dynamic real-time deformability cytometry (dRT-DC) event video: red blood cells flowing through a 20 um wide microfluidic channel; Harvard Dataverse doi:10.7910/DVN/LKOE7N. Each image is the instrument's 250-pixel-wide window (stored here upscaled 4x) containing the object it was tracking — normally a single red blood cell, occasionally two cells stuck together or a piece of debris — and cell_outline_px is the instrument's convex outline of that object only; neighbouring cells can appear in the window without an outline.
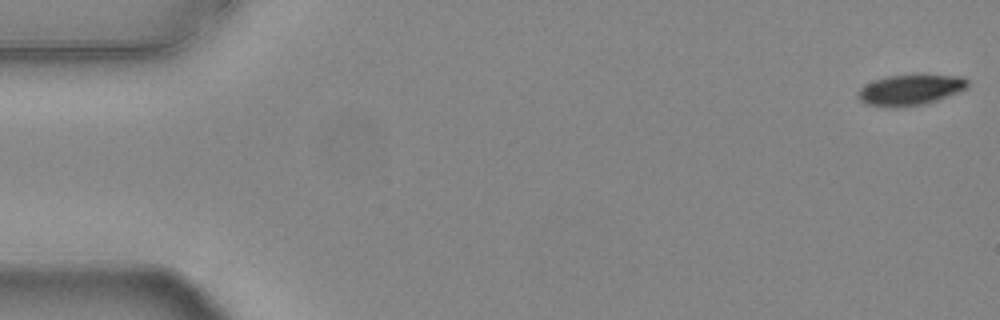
{"species": "common noctule bat (a hibernating species)", "species_latin": "Nyctalus noctula", "temperature_condition": "warm", "stored_images_in_passage": 53, "camera_frame_rate_fps": 3000, "um_per_image_px": 0.085, "animal": {"sex": "female", "body_mass_g": 24.6, "forearm_length_mm": 56.2}, "frame": {"image": 1, "passage_image": 1, "time_ms": 0.0, "image_size_px": [1000, 320], "cell_outline_px": [[968, 88], [936, 100], [924, 104], [900, 108], [892, 108], [864, 104], [856, 96], [856, 92], [860, 88], [876, 80], [888, 76], [916, 72], [964, 76], [968, 80]], "centroid_in_image_um": [77.4, 7.6], "position_along_channel_um": 7.6, "area_um2": 20.46}}
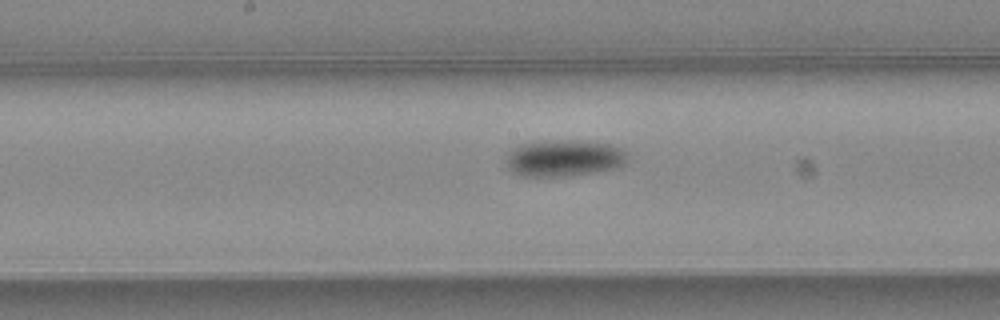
{"frame": {"image": 2, "passage_image": 28, "time_ms": 9.0, "image_size_px": [1000, 320], "cell_outline_px": [[628, 160], [624, 164], [616, 168], [596, 172], [572, 176], [520, 176], [512, 172], [508, 168], [504, 160], [508, 152], [524, 144], [564, 140], [588, 140], [612, 144], [624, 148], [628, 152]], "centroid_in_image_um": [48.02, 13.45], "position_along_channel_um": 200.2, "area_um2": 26.3}}
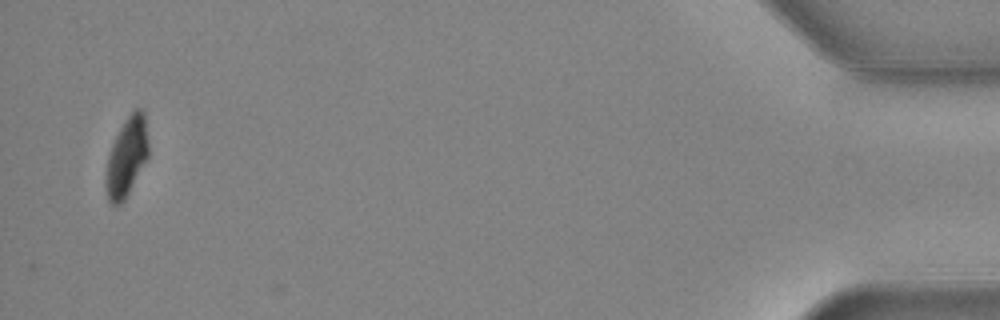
{"frame": {"image": 3, "passage_image": 53, "time_ms": 17.333, "image_size_px": [1000, 320], "cell_outline_px": [[148, 156], [124, 200], [120, 204], [112, 204], [108, 200], [104, 188], [104, 180], [108, 156], [112, 144], [120, 128], [128, 116], [136, 108], [140, 108], [144, 112], [148, 140]], "centroid_in_image_um": [10.74, 13.35], "position_along_channel_um": 424.5, "area_um2": 19.42}, "authors_computed_cell_mechanics": {"area_um2": 21.964, "velocity_mm_per_s": 3.7728, "shape_relaxation_time_tau1_ms": 3.6389, "shape_relaxation_time_tau2_ms": null, "deformation_change_tau1": 0.1057, "deformation_change_tau2": null}}